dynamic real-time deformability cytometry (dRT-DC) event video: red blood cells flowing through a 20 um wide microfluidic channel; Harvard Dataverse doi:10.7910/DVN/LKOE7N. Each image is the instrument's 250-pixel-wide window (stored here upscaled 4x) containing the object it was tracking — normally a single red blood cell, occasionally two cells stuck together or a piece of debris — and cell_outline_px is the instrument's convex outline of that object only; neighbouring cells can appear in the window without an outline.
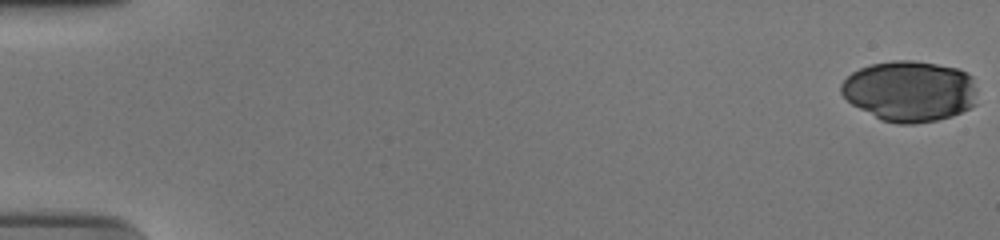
{"species": "human", "species_latin": "Homo sapiens", "temperature_condition": "cold", "stored_images_in_passage": 56, "camera_frame_rate_fps": 3000, "um_per_image_px": 0.085, "donor": {"sex": "male"}, "frame": {"image": 1, "passage_image": 1, "time_ms": 0.0, "image_size_px": [1000, 240], "cell_outline_px": [[976, 104], [952, 116], [936, 120], [912, 124], [896, 124], [880, 120], [852, 104], [840, 92], [840, 84], [852, 72], [860, 68], [872, 64], [892, 60], [912, 60], [936, 64], [956, 68], [972, 76], [976, 88]], "centroid_in_image_um": [77.32, 7.75], "position_along_channel_um": 7.7, "area_um2": 48.32}}
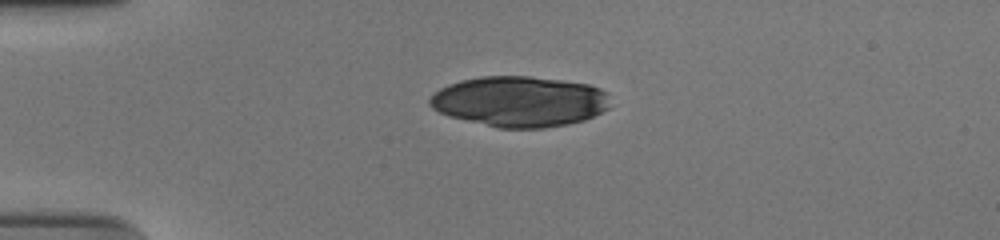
{"frame": {"image": 2, "passage_image": 15, "time_ms": 4.667, "image_size_px": [1000, 240], "cell_outline_px": [[608, 108], [584, 120], [568, 124], [544, 128], [496, 128], [448, 116], [432, 108], [428, 104], [428, 100], [440, 88], [448, 84], [460, 80], [480, 76], [528, 76], [560, 80], [588, 84], [600, 88], [608, 92]], "centroid_in_image_um": [44.14, 8.63], "position_along_channel_um": 40.9, "area_um2": 53.29}}